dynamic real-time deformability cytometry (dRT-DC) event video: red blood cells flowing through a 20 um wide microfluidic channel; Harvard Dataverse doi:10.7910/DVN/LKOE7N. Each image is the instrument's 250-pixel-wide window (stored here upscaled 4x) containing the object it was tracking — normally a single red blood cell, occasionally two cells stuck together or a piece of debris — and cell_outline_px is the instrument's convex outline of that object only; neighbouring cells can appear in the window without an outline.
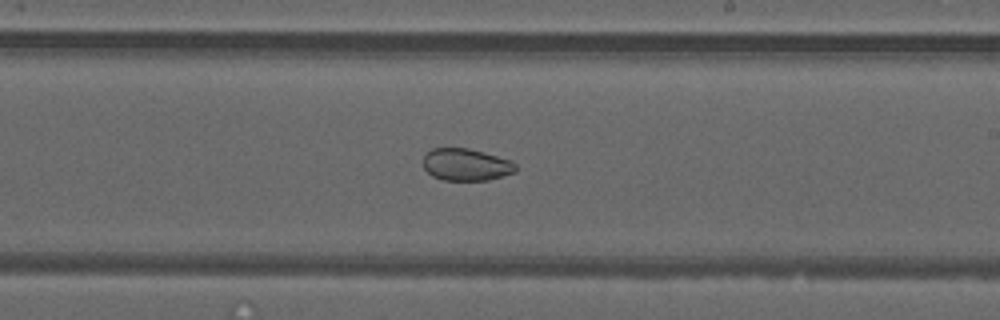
{"species": "common noctule bat (a hibernating species)", "species_latin": "Nyctalus noctula", "temperature_condition": "warm", "stored_images_in_passage": 52, "camera_frame_rate_fps": 3000, "um_per_image_px": 0.085, "animal": {"sex": "male", "forearm_length_mm": 52.5}, "frame": {"image": 1, "passage_image": 30, "time_ms": 9.667, "image_size_px": [1000, 320], "cell_outline_px": [[516, 172], [488, 180], [444, 180], [432, 176], [424, 168], [424, 156], [432, 148], [468, 148], [484, 152], [508, 160], [516, 164]], "centroid_in_image_um": [39.61, 14.0], "position_along_channel_um": 249.4, "area_um2": 17.17}, "authors_computed_cell_mechanics": {"area_um2": 24.5072, "velocity_mm_per_s": 4.0365, "shape_relaxation_time_tau1_ms": null, "shape_relaxation_time_tau2_ms": 2.6898, "deformation_change_tau1": null, "deformation_change_tau2": 0.0676}}